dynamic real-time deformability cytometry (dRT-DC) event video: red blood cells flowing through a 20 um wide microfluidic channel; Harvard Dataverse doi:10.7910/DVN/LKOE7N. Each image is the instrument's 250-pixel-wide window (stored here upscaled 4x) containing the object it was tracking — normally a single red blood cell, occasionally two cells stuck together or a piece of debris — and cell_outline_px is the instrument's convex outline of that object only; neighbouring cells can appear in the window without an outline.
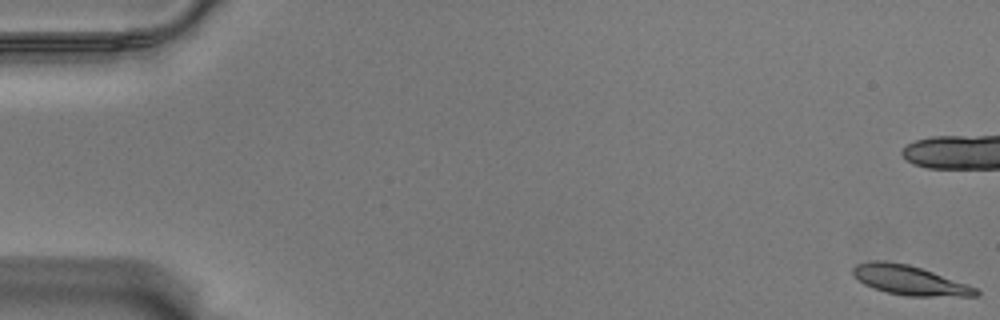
{"species": "Egyptian fruit bat (a non-hibernating species)", "species_latin": "Rousettus aegyptiacus", "temperature_condition": "warm", "stored_images_in_passage": 57, "camera_frame_rate_fps": 3000, "um_per_image_px": 0.085, "animal": {"sex": "male"}, "frame": {"image": 1, "passage_image": 1, "time_ms": 0.0, "image_size_px": [1000, 320], "cell_outline_px": [[980, 292], [976, 296], [904, 296], [872, 288], [864, 284], [852, 276], [852, 268], [856, 264], [872, 260], [884, 260], [908, 264], [968, 284], [976, 288]], "centroid_in_image_um": [77.26, 23.81], "position_along_channel_um": 7.7, "area_um2": 21.15}, "authors_computed_cell_mechanics": {"area_um2": 22.0218, "velocity_mm_per_s": 3.5046, "shape_relaxation_time_tau1_ms": 3.5618, "shape_relaxation_time_tau2_ms": 1.7873, "deformation_change_tau1": 0.1605, "deformation_change_tau2": 0.0706}}